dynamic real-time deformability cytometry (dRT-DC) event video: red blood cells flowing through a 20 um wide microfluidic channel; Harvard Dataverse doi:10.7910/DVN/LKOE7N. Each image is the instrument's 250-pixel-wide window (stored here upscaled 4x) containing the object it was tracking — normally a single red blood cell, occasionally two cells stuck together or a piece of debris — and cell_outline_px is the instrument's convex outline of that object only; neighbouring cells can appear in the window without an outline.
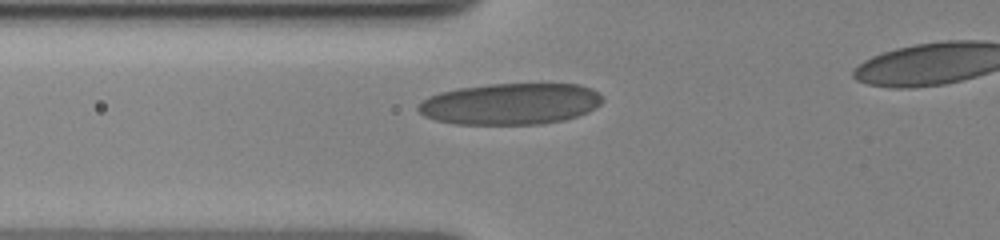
{"species": "human", "species_latin": "Homo sapiens", "temperature_condition": "cold", "stored_images_in_passage": 24, "camera_frame_rate_fps": 3000, "um_per_image_px": 0.085, "donor": {"sex": "female"}, "frame": {"image": 1, "passage_image": 2, "time_ms": 0.333, "image_size_px": [1000, 240], "cell_outline_px": [[604, 100], [596, 108], [588, 112], [564, 120], [540, 124], [456, 124], [436, 120], [424, 116], [416, 108], [416, 104], [420, 100], [428, 96], [440, 92], [460, 88], [488, 84], [580, 84], [592, 88]], "centroid_in_image_um": [43.36, 8.83], "position_along_channel_um": 82.4, "area_um2": 44.62}}
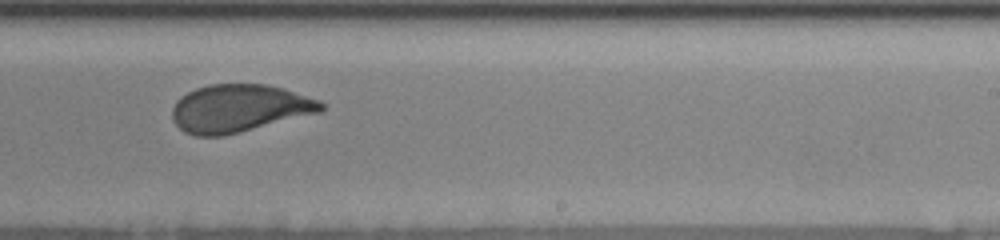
{"frame": {"image": 2, "passage_image": 13, "time_ms": 5.667, "image_size_px": [1000, 240], "cell_outline_px": [[328, 104], [320, 112], [224, 136], [196, 136], [184, 132], [172, 120], [172, 108], [176, 100], [180, 96], [196, 88], [208, 84], [268, 84], [284, 88], [320, 100]], "centroid_in_image_um": [20.33, 9.2], "position_along_channel_um": 268.7, "area_um2": 41.67}}
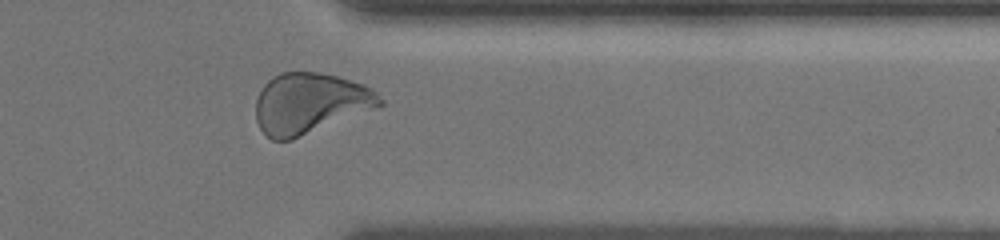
{"frame": {"image": 3, "passage_image": 20, "time_ms": 9.0, "image_size_px": [1000, 240], "cell_outline_px": [[384, 104], [292, 140], [272, 140], [260, 128], [256, 120], [256, 100], [260, 88], [268, 80], [280, 72], [320, 72], [336, 76], [364, 84], [372, 88], [384, 100]], "centroid_in_image_um": [26.32, 8.77], "position_along_channel_um": 385.1, "area_um2": 43.7}}